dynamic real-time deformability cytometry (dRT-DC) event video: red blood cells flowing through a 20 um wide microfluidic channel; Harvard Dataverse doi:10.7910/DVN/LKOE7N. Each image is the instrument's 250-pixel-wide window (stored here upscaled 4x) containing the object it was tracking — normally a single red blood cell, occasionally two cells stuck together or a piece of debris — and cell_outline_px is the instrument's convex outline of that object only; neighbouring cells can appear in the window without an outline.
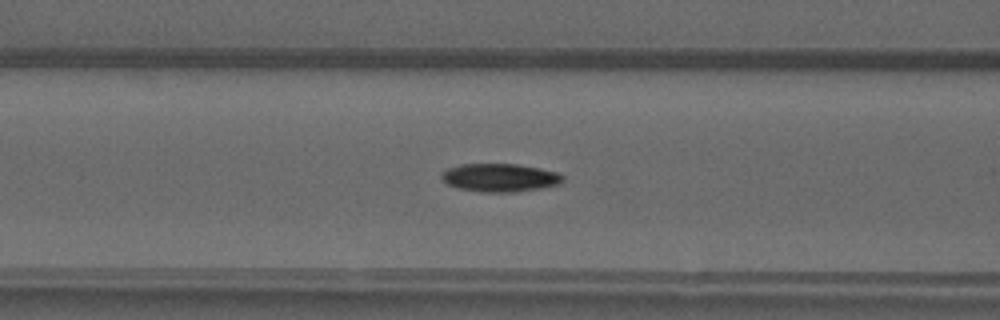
{"species": "common noctule bat (a hibernating species)", "species_latin": "Nyctalus noctula", "temperature_condition": "warm", "stored_images_in_passage": 41, "camera_frame_rate_fps": 3000, "um_per_image_px": 0.085, "animal": {"sex": "male", "forearm_length_mm": 52.5}, "frame": {"image": 1, "passage_image": 11, "time_ms": 3.333, "image_size_px": [1000, 320], "cell_outline_px": [[564, 180], [560, 184], [544, 188], [516, 192], [480, 192], [456, 188], [448, 184], [440, 176], [440, 172], [448, 168], [460, 164], [516, 164], [540, 168], [556, 172], [564, 176]], "centroid_in_image_um": [42.49, 15.11], "position_along_channel_um": 124.1, "area_um2": 20.17}}
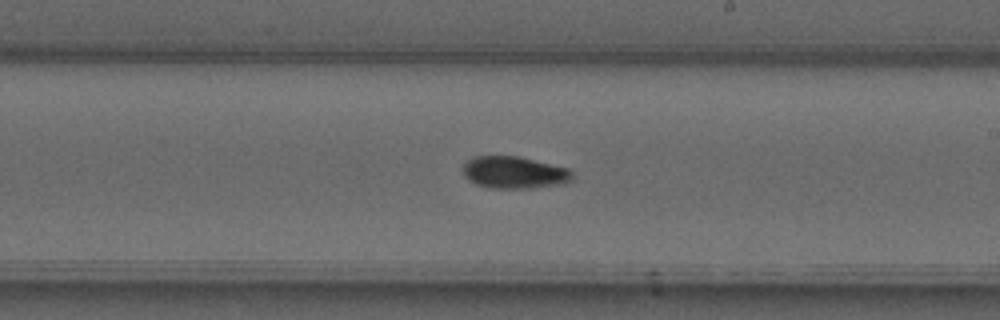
{"frame": {"image": 2, "passage_image": 20, "time_ms": 6.333, "image_size_px": [1000, 320], "cell_outline_px": [[572, 180], [564, 184], [532, 188], [488, 188], [476, 184], [468, 180], [464, 176], [464, 164], [472, 156], [520, 156], [568, 168], [572, 172]], "centroid_in_image_um": [43.72, 14.66], "position_along_channel_um": 245.3, "area_um2": 20.63}}
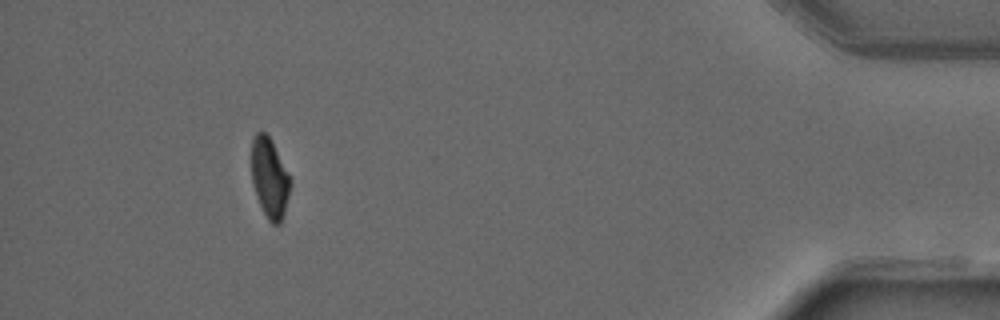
{"frame": {"image": 3, "passage_image": 37, "time_ms": 12.0, "image_size_px": [1000, 320], "cell_outline_px": [[292, 180], [284, 212], [280, 224], [272, 224], [268, 220], [256, 196], [252, 184], [252, 140], [256, 132], [264, 132], [268, 136]], "centroid_in_image_um": [22.91, 15.15], "position_along_channel_um": 412.3, "area_um2": 17.69}, "authors_computed_cell_mechanics": {"area_um2": 19.7098, "velocity_mm_per_s": 4.06, "shape_relaxation_time_tau1_ms": 10.4574, "shape_relaxation_time_tau2_ms": 3.5193, "deformation_change_tau1": 0.287, "deformation_change_tau2": 0.0812}}